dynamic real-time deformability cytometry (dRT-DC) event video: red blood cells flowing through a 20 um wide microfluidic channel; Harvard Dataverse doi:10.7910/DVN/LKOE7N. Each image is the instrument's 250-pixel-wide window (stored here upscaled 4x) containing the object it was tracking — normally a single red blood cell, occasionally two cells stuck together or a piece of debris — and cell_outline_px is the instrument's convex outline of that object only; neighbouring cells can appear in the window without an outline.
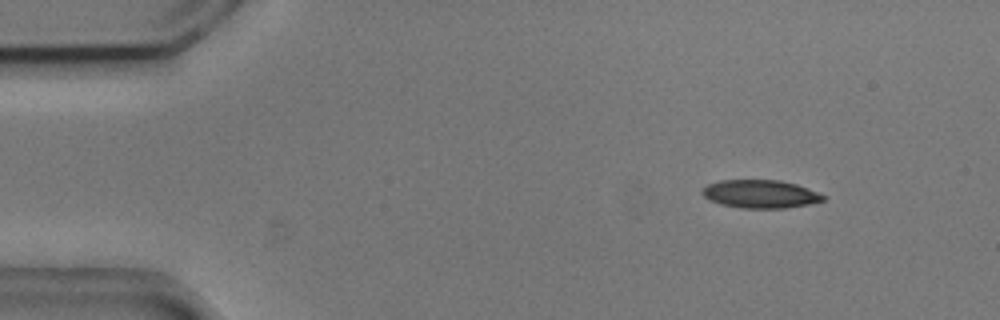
{"species": "common noctule bat (a hibernating species)", "species_latin": "Nyctalus noctula", "temperature_condition": "cold", "stored_images_in_passage": 9, "camera_frame_rate_fps": 3000, "um_per_image_px": 0.085, "animal": {"sex": "male", "body_mass_g": 20.5, "forearm_length_mm": 52.5}, "frame": {"image": 1, "passage_image": 1, "time_ms": 0.0, "image_size_px": [1000, 320], "cell_outline_px": [[828, 196], [824, 200], [808, 204], [784, 208], [740, 208], [720, 204], [704, 196], [700, 192], [708, 184], [720, 180], [780, 180], [796, 184], [808, 188]], "centroid_in_image_um": [64.65, 16.48], "position_along_channel_um": 20.3, "area_um2": 19.83}}